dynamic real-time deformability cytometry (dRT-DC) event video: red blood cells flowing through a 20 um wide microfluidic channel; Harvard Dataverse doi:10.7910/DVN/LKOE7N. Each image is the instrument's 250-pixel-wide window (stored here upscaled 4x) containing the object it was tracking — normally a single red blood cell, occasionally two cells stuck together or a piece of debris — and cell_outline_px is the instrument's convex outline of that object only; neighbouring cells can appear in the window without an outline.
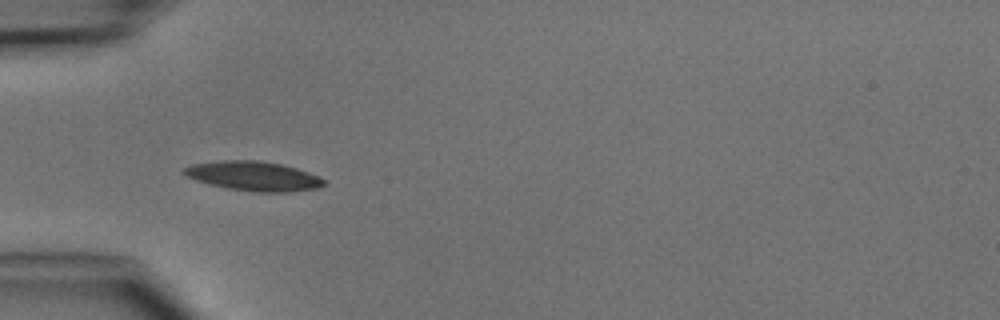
{"species": "common noctule bat (a hibernating species)", "species_latin": "Nyctalus noctula", "temperature_condition": "cold", "stored_images_in_passage": 6, "camera_frame_rate_fps": 3000, "um_per_image_px": 0.085, "animal": {"sex": "male", "body_mass_g": 15.6}, "frame": {"image": 1, "passage_image": 4, "time_ms": 3.333, "image_size_px": [1000, 320], "cell_outline_px": [[324, 184], [316, 188], [288, 192], [256, 192], [228, 188], [208, 184], [196, 180], [180, 172], [184, 168], [192, 164], [224, 160], [256, 160], [280, 164], [296, 168], [308, 172], [324, 180]], "centroid_in_image_um": [21.5, 14.96], "position_along_channel_um": 63.5, "area_um2": 23.7}}
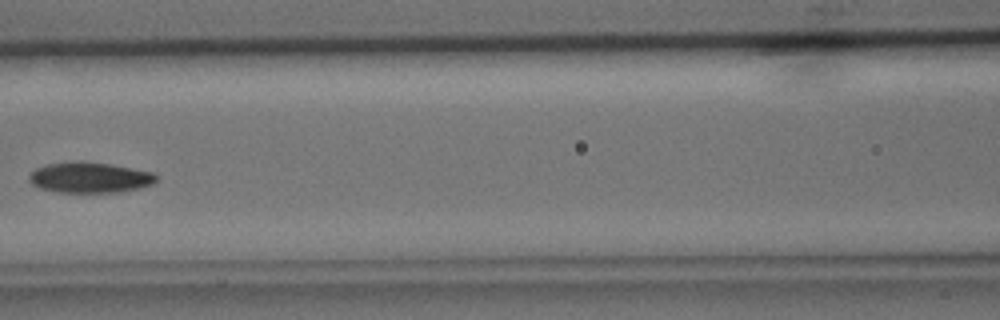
{"frame": {"image": 2, "passage_image": 6, "time_ms": 5.667, "image_size_px": [1000, 320], "cell_outline_px": [[156, 180], [152, 184], [140, 188], [120, 192], [56, 192], [40, 188], [32, 184], [28, 180], [28, 176], [36, 168], [48, 164], [80, 160], [108, 164], [152, 172], [156, 176]], "centroid_in_image_um": [7.59, 15.09], "position_along_channel_um": 159.0, "area_um2": 22.6}}